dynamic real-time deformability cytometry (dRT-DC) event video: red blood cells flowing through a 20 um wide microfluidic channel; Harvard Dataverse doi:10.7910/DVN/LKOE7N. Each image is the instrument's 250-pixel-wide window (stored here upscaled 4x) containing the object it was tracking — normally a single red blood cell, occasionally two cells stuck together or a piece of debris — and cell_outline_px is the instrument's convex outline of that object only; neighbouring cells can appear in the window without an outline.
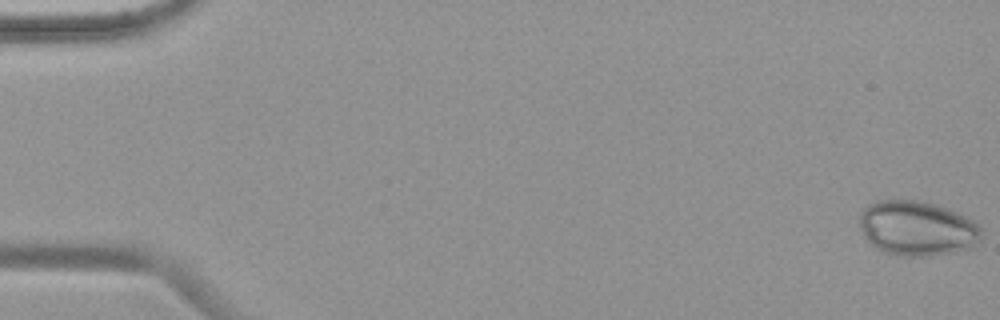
{"species": "common noctule bat (a hibernating species)", "species_latin": "Nyctalus noctula", "temperature_condition": "warm", "stored_images_in_passage": 7, "camera_frame_rate_fps": 3000, "um_per_image_px": 0.085, "animal": {"sex": "female", "body_mass_g": 19.9}, "frame": {"image": 1, "passage_image": 1, "time_ms": 0.0, "image_size_px": [1000, 320], "cell_outline_px": [[980, 240], [968, 248], [928, 256], [900, 256], [880, 252], [864, 236], [860, 228], [860, 212], [868, 204], [876, 200], [916, 200], [932, 204], [956, 212], [972, 220], [980, 228]], "centroid_in_image_um": [77.88, 19.41], "position_along_channel_um": 7.1, "area_um2": 38.55}}